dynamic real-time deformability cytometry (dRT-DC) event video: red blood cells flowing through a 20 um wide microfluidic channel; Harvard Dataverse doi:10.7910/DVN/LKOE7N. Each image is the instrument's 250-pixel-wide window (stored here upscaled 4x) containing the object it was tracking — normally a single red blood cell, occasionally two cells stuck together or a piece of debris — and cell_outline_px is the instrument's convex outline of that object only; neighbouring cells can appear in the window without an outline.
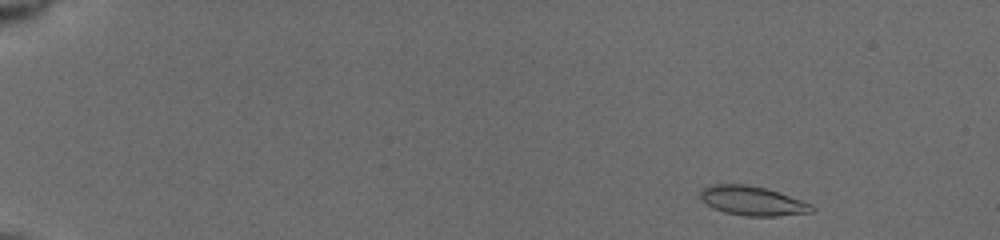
{"species": "common noctule bat (a hibernating species)", "species_latin": "Nyctalus noctula", "temperature_condition": "cold", "stored_images_in_passage": 10, "camera_frame_rate_fps": 3000, "um_per_image_px": 0.085, "animal": {"sex": "female", "body_mass_g": 19.5, "forearm_length_mm": 54.1}, "frame": {"image": 1, "passage_image": 1, "time_ms": 0.0, "image_size_px": [1000, 240], "cell_outline_px": [[816, 208], [812, 212], [776, 216], [744, 216], [724, 212], [712, 208], [700, 200], [700, 192], [704, 188], [712, 184], [744, 184], [764, 188], [812, 204]], "centroid_in_image_um": [63.91, 17.08], "position_along_channel_um": 21.1, "area_um2": 18.9}}
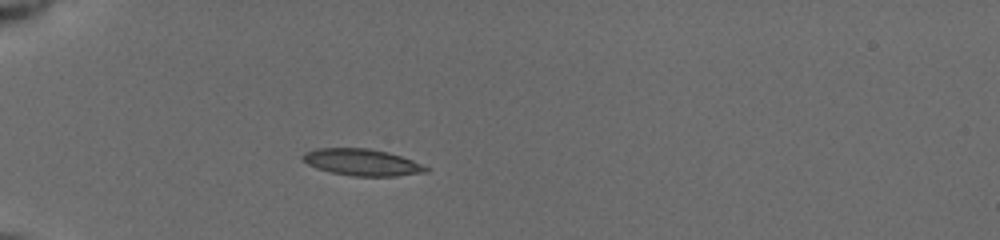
{"frame": {"image": 2, "passage_image": 7, "time_ms": 3.667, "image_size_px": [1000, 240], "cell_outline_px": [[428, 172], [396, 176], [352, 176], [332, 172], [316, 168], [300, 160], [300, 156], [304, 152], [316, 148], [368, 148], [388, 152], [412, 160], [428, 168]], "centroid_in_image_um": [30.71, 13.79], "position_along_channel_um": 54.3, "area_um2": 19.19}}
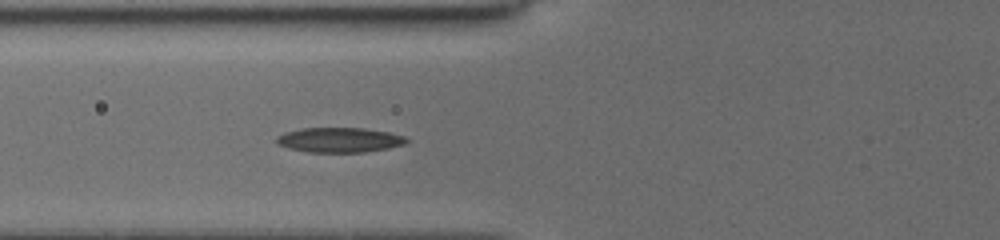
{"frame": {"image": 3, "passage_image": 10, "time_ms": 5.333, "image_size_px": [1000, 240], "cell_outline_px": [[408, 140], [404, 144], [388, 148], [364, 152], [308, 152], [288, 148], [276, 144], [276, 136], [284, 132], [300, 128], [364, 128], [388, 132], [404, 136]], "centroid_in_image_um": [28.8, 11.89], "position_along_channel_um": 97.0, "area_um2": 18.84}}